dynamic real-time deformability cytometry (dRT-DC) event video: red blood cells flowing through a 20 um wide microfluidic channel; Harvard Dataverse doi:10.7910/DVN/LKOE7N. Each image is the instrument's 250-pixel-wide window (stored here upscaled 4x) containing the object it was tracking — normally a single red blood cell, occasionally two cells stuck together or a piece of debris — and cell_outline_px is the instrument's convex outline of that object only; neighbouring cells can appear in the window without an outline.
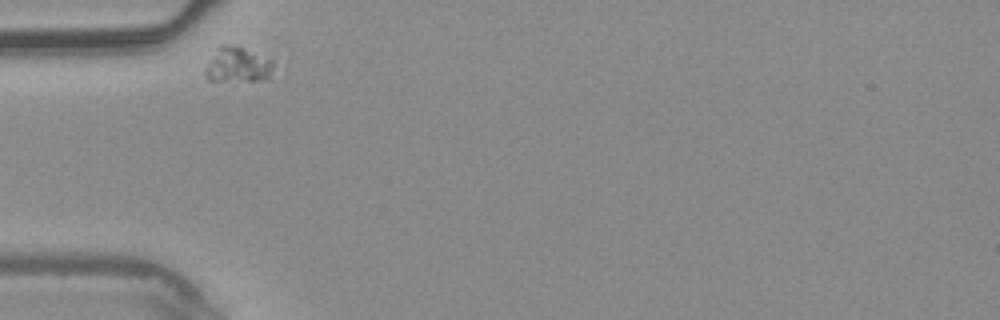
{"species": "common noctule bat (a hibernating species)", "species_latin": "Nyctalus noctula", "temperature_condition": "warm", "stored_images_in_passage": 3, "camera_frame_rate_fps": 3000, "um_per_image_px": 0.085, "animal": {"sex": "male", "body_mass_g": 20.4}, "frame": {"image": 1, "passage_image": 1, "time_ms": 0.0, "image_size_px": [1000, 320], "cell_outline_px": [[272, 68], [268, 76], [260, 80], [208, 80], [204, 72], [204, 68], [216, 48], [220, 44], [224, 44], [244, 48], [272, 60]], "centroid_in_image_um": [20.13, 5.49], "position_along_channel_um": 64.9, "area_um2": 13.64}}
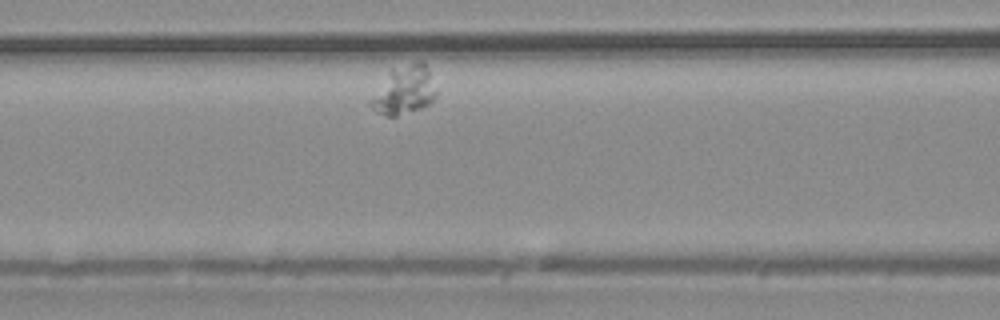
{"frame": {"image": 2, "passage_image": 3, "time_ms": 0.667, "image_size_px": [1000, 320], "cell_outline_px": [[436, 96], [428, 104], [420, 108], [396, 116], [384, 116], [372, 108], [368, 104], [368, 100], [392, 72], [416, 60], [420, 60], [428, 68], [436, 92]], "centroid_in_image_um": [34.36, 7.71], "position_along_channel_um": 132.2, "area_um2": 17.74}}